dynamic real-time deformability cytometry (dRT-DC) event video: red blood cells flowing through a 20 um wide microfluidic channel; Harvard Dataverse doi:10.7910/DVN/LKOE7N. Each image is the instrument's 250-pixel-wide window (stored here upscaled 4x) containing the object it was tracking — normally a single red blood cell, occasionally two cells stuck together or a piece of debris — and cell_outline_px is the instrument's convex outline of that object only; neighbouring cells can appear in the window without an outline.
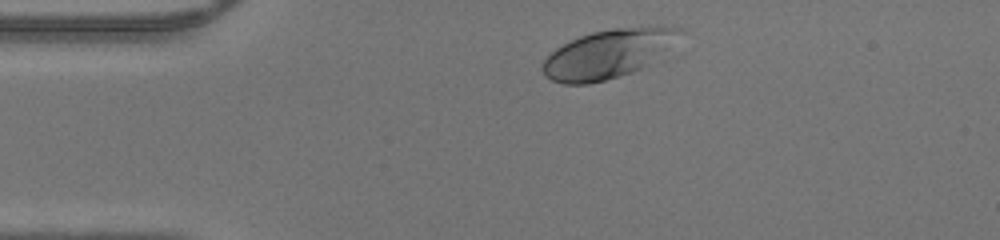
{"species": "human", "species_latin": "Homo sapiens", "temperature_condition": "warm", "stored_images_in_passage": 33, "camera_frame_rate_fps": 3000, "um_per_image_px": 0.085, "donor": {"sex": "male"}, "frame": {"image": 1, "passage_image": 2, "time_ms": 0.333, "image_size_px": [1000, 240], "cell_outline_px": [[688, 32], [640, 68], [632, 72], [604, 80], [588, 84], [564, 84], [552, 80], [540, 68], [540, 64], [556, 48], [580, 36], [592, 32], [616, 28], [660, 24], [684, 28]], "centroid_in_image_um": [51.73, 4.52], "position_along_channel_um": 33.3, "area_um2": 38.78}}
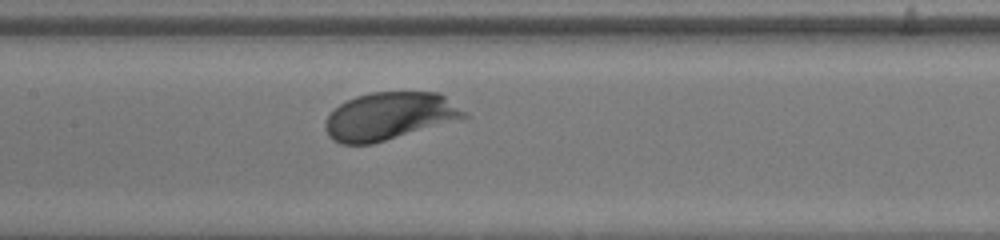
{"frame": {"image": 2, "passage_image": 15, "time_ms": 4.667, "image_size_px": [1000, 240], "cell_outline_px": [[468, 116], [464, 120], [372, 144], [340, 144], [332, 140], [328, 136], [324, 128], [324, 124], [328, 116], [340, 104], [356, 96], [372, 92], [440, 92], [464, 112]], "centroid_in_image_um": [33.12, 9.89], "position_along_channel_um": 174.3, "area_um2": 38.84}}
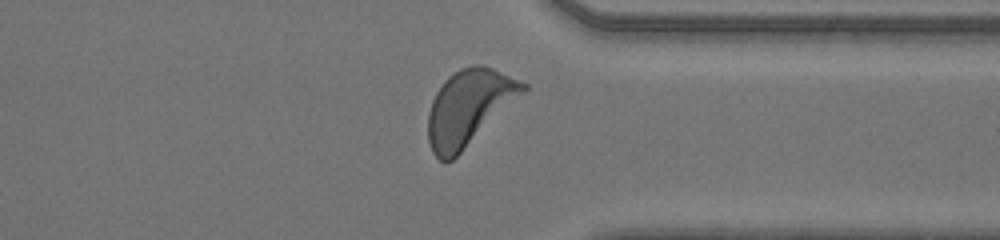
{"frame": {"image": 3, "passage_image": 29, "time_ms": 9.333, "image_size_px": [1000, 240], "cell_outline_px": [[528, 88], [524, 92], [452, 160], [440, 160], [432, 152], [428, 140], [428, 112], [432, 100], [436, 92], [444, 80], [448, 76], [460, 68], [472, 64], [484, 64], [528, 84]], "centroid_in_image_um": [39.83, 9.09], "position_along_channel_um": 371.6, "area_um2": 41.15}}